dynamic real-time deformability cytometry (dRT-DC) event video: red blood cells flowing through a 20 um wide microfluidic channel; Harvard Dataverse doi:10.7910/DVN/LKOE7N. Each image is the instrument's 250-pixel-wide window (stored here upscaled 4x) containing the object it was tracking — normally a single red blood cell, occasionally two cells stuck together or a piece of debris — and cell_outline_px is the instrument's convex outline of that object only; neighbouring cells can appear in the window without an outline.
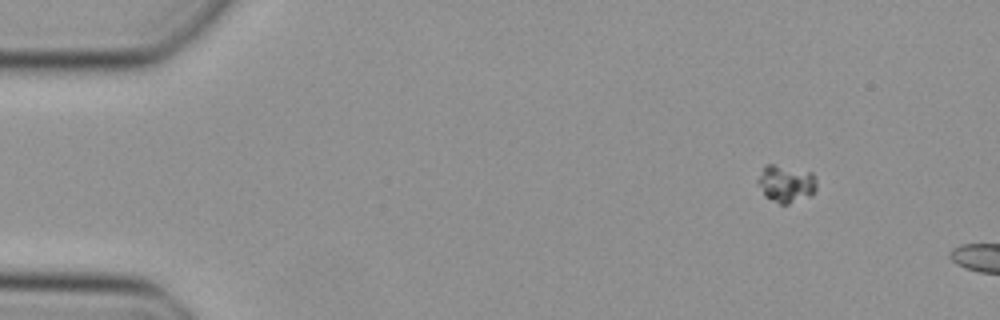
{"species": "Egyptian fruit bat (a non-hibernating species)", "species_latin": "Rousettus aegyptiacus", "temperature_condition": "cold", "stored_images_in_passage": 5, "camera_frame_rate_fps": 3000, "um_per_image_px": 0.085, "animal": {"sex": "female"}, "frame": {"image": 1, "passage_image": 1, "time_ms": 0.0, "image_size_px": [1000, 320], "cell_outline_px": [[816, 188], [812, 196], [788, 204], [780, 204], [764, 196], [756, 184], [756, 180], [764, 164], [772, 164], [812, 172], [816, 180]], "centroid_in_image_um": [66.78, 15.62], "position_along_channel_um": 18.2, "area_um2": 13.06}}